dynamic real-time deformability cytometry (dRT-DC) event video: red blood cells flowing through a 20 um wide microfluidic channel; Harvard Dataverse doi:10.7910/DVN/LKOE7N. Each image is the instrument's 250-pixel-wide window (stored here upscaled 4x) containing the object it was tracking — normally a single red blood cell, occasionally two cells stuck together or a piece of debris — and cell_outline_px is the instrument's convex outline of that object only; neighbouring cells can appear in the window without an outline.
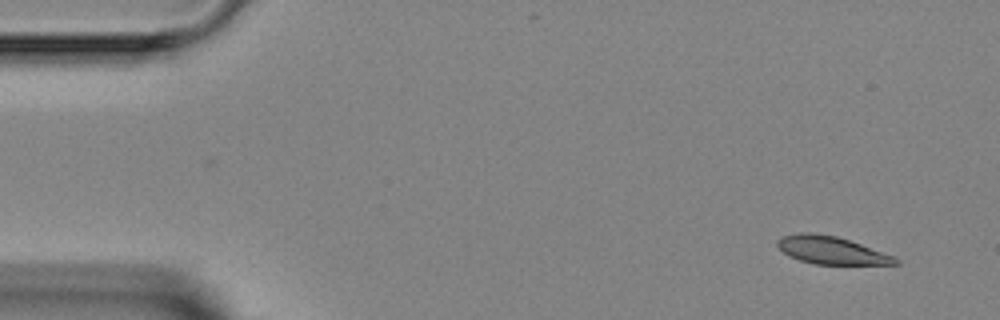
{"species": "Egyptian fruit bat (a non-hibernating species)", "species_latin": "Rousettus aegyptiacus", "temperature_condition": "room temperature", "stored_images_in_passage": 2, "camera_frame_rate_fps": 3000, "um_per_image_px": 0.085, "animal": {"sex": "female"}, "frame": {"image": 1, "passage_image": 2, "time_ms": 1.667, "image_size_px": [1000, 320], "cell_outline_px": [[900, 264], [816, 264], [800, 260], [784, 252], [776, 244], [776, 240], [784, 236], [800, 232], [812, 232], [836, 236], [860, 244], [892, 256], [900, 260]], "centroid_in_image_um": [70.64, 21.26], "position_along_channel_um": 14.4, "area_um2": 18.61}}